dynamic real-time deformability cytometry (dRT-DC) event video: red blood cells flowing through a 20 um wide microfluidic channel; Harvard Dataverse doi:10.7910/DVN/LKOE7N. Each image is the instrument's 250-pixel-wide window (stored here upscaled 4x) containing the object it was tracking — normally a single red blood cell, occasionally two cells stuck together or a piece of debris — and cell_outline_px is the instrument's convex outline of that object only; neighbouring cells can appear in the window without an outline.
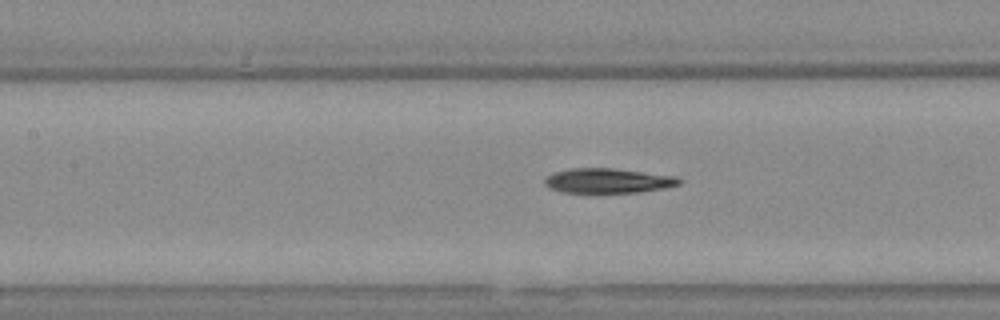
{"species": "Egyptian fruit bat (a non-hibernating species)", "species_latin": "Rousettus aegyptiacus", "temperature_condition": "warm", "stored_images_in_passage": 7, "camera_frame_rate_fps": 3000, "um_per_image_px": 0.085, "animal": {"sex": "female"}, "frame": {"image": 1, "passage_image": 5, "time_ms": 1.333, "image_size_px": [1000, 320], "cell_outline_px": [[680, 184], [664, 188], [636, 192], [564, 192], [548, 188], [544, 184], [544, 180], [552, 172], [568, 168], [612, 168], [676, 176], [680, 180]], "centroid_in_image_um": [51.62, 15.35], "position_along_channel_um": 155.8, "area_um2": 19.25}}